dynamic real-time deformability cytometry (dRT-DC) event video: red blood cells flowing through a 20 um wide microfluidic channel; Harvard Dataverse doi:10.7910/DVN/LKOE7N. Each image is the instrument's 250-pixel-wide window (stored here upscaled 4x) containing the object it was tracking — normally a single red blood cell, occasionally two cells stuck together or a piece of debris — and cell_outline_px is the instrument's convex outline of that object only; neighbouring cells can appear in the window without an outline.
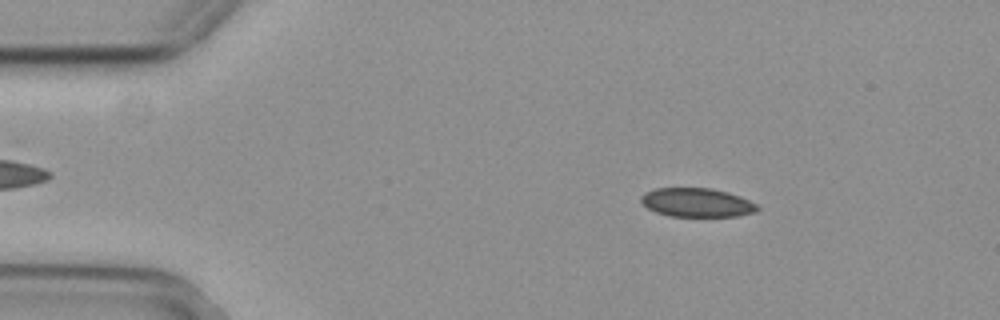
{"species": "common noctule bat (a hibernating species)", "species_latin": "Nyctalus noctula", "temperature_condition": "cold", "stored_images_in_passage": 16, "camera_frame_rate_fps": 3000, "um_per_image_px": 0.085, "animal": {"sex": "female", "body_mass_g": 29.2, "forearm_length_mm": 56.3}, "frame": {"image": 1, "passage_image": 8, "time_ms": 2.333, "image_size_px": [1000, 320], "cell_outline_px": [[760, 208], [756, 212], [736, 216], [668, 216], [656, 212], [648, 208], [640, 200], [640, 196], [644, 192], [656, 188], [712, 188], [728, 192], [740, 196], [756, 204]], "centroid_in_image_um": [59.22, 17.21], "position_along_channel_um": 25.8, "area_um2": 19.59}}
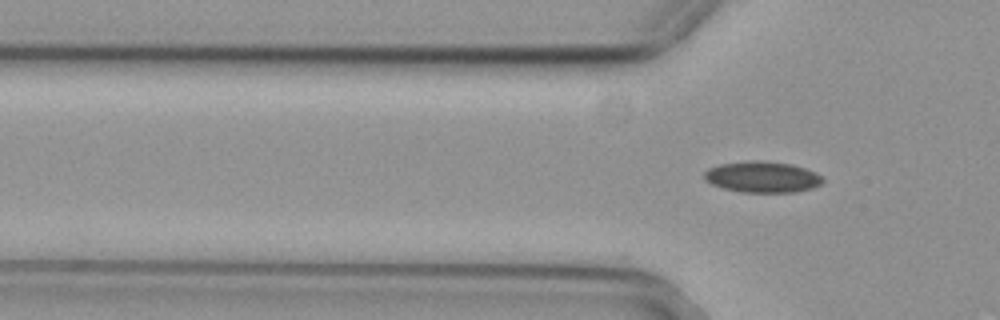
{"frame": {"image": 2, "passage_image": 16, "time_ms": 5.0, "image_size_px": [1000, 320], "cell_outline_px": [[824, 180], [820, 184], [812, 188], [796, 192], [740, 192], [724, 188], [712, 184], [704, 180], [704, 172], [708, 168], [720, 164], [748, 160], [764, 160], [792, 164], [816, 172]], "centroid_in_image_um": [64.78, 15.03], "position_along_channel_um": 61.0, "area_um2": 21.62}}